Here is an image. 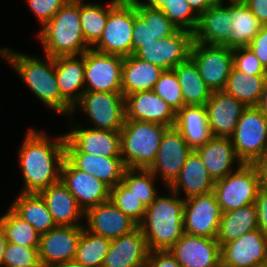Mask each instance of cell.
<instances>
[{
  "mask_svg": "<svg viewBox=\"0 0 267 267\" xmlns=\"http://www.w3.org/2000/svg\"><path fill=\"white\" fill-rule=\"evenodd\" d=\"M47 135L33 127L27 130L18 151L24 180L21 193H39L60 180L65 158V134L52 139Z\"/></svg>",
  "mask_w": 267,
  "mask_h": 267,
  "instance_id": "1",
  "label": "cell"
},
{
  "mask_svg": "<svg viewBox=\"0 0 267 267\" xmlns=\"http://www.w3.org/2000/svg\"><path fill=\"white\" fill-rule=\"evenodd\" d=\"M0 56L7 60L42 103L59 114L71 115L72 107L62 98L59 90L54 57L45 55V60H42L8 47L0 48Z\"/></svg>",
  "mask_w": 267,
  "mask_h": 267,
  "instance_id": "2",
  "label": "cell"
},
{
  "mask_svg": "<svg viewBox=\"0 0 267 267\" xmlns=\"http://www.w3.org/2000/svg\"><path fill=\"white\" fill-rule=\"evenodd\" d=\"M170 191L146 208L144 218L138 227L143 232L149 251L169 250L182 236L184 197Z\"/></svg>",
  "mask_w": 267,
  "mask_h": 267,
  "instance_id": "3",
  "label": "cell"
},
{
  "mask_svg": "<svg viewBox=\"0 0 267 267\" xmlns=\"http://www.w3.org/2000/svg\"><path fill=\"white\" fill-rule=\"evenodd\" d=\"M44 55L80 56L86 44L80 21V0H69L37 33Z\"/></svg>",
  "mask_w": 267,
  "mask_h": 267,
  "instance_id": "4",
  "label": "cell"
},
{
  "mask_svg": "<svg viewBox=\"0 0 267 267\" xmlns=\"http://www.w3.org/2000/svg\"><path fill=\"white\" fill-rule=\"evenodd\" d=\"M167 128L156 123L125 120L120 129L121 158L125 168L149 169Z\"/></svg>",
  "mask_w": 267,
  "mask_h": 267,
  "instance_id": "5",
  "label": "cell"
},
{
  "mask_svg": "<svg viewBox=\"0 0 267 267\" xmlns=\"http://www.w3.org/2000/svg\"><path fill=\"white\" fill-rule=\"evenodd\" d=\"M230 138L242 163L253 164L267 153V118L257 106L247 107Z\"/></svg>",
  "mask_w": 267,
  "mask_h": 267,
  "instance_id": "6",
  "label": "cell"
},
{
  "mask_svg": "<svg viewBox=\"0 0 267 267\" xmlns=\"http://www.w3.org/2000/svg\"><path fill=\"white\" fill-rule=\"evenodd\" d=\"M259 190V176L255 166L244 163L215 181L213 189L222 212L254 204Z\"/></svg>",
  "mask_w": 267,
  "mask_h": 267,
  "instance_id": "7",
  "label": "cell"
},
{
  "mask_svg": "<svg viewBox=\"0 0 267 267\" xmlns=\"http://www.w3.org/2000/svg\"><path fill=\"white\" fill-rule=\"evenodd\" d=\"M86 114L94 129L120 131L126 120L122 93L84 92L72 108L70 119L78 108Z\"/></svg>",
  "mask_w": 267,
  "mask_h": 267,
  "instance_id": "8",
  "label": "cell"
},
{
  "mask_svg": "<svg viewBox=\"0 0 267 267\" xmlns=\"http://www.w3.org/2000/svg\"><path fill=\"white\" fill-rule=\"evenodd\" d=\"M124 57L98 52H84L85 92L122 93V64Z\"/></svg>",
  "mask_w": 267,
  "mask_h": 267,
  "instance_id": "9",
  "label": "cell"
},
{
  "mask_svg": "<svg viewBox=\"0 0 267 267\" xmlns=\"http://www.w3.org/2000/svg\"><path fill=\"white\" fill-rule=\"evenodd\" d=\"M190 58L197 65L200 76L212 92L224 91L233 68L232 49L193 42Z\"/></svg>",
  "mask_w": 267,
  "mask_h": 267,
  "instance_id": "10",
  "label": "cell"
},
{
  "mask_svg": "<svg viewBox=\"0 0 267 267\" xmlns=\"http://www.w3.org/2000/svg\"><path fill=\"white\" fill-rule=\"evenodd\" d=\"M193 33L178 29L173 35L158 39L155 43L143 44L133 55L164 71L173 70L190 57Z\"/></svg>",
  "mask_w": 267,
  "mask_h": 267,
  "instance_id": "11",
  "label": "cell"
},
{
  "mask_svg": "<svg viewBox=\"0 0 267 267\" xmlns=\"http://www.w3.org/2000/svg\"><path fill=\"white\" fill-rule=\"evenodd\" d=\"M222 213L214 191L186 198L183 231L189 235L216 238Z\"/></svg>",
  "mask_w": 267,
  "mask_h": 267,
  "instance_id": "12",
  "label": "cell"
},
{
  "mask_svg": "<svg viewBox=\"0 0 267 267\" xmlns=\"http://www.w3.org/2000/svg\"><path fill=\"white\" fill-rule=\"evenodd\" d=\"M134 6L115 5L108 14L100 40L92 49L106 54L132 55Z\"/></svg>",
  "mask_w": 267,
  "mask_h": 267,
  "instance_id": "13",
  "label": "cell"
},
{
  "mask_svg": "<svg viewBox=\"0 0 267 267\" xmlns=\"http://www.w3.org/2000/svg\"><path fill=\"white\" fill-rule=\"evenodd\" d=\"M71 127L65 133V153H88L104 157H121L120 131Z\"/></svg>",
  "mask_w": 267,
  "mask_h": 267,
  "instance_id": "14",
  "label": "cell"
},
{
  "mask_svg": "<svg viewBox=\"0 0 267 267\" xmlns=\"http://www.w3.org/2000/svg\"><path fill=\"white\" fill-rule=\"evenodd\" d=\"M192 149L182 134L173 126L168 127L160 141L157 156L149 170L160 176L166 188L175 180Z\"/></svg>",
  "mask_w": 267,
  "mask_h": 267,
  "instance_id": "15",
  "label": "cell"
},
{
  "mask_svg": "<svg viewBox=\"0 0 267 267\" xmlns=\"http://www.w3.org/2000/svg\"><path fill=\"white\" fill-rule=\"evenodd\" d=\"M60 180L84 213L109 200L110 188L105 183L87 172L74 168L65 158L61 165Z\"/></svg>",
  "mask_w": 267,
  "mask_h": 267,
  "instance_id": "16",
  "label": "cell"
},
{
  "mask_svg": "<svg viewBox=\"0 0 267 267\" xmlns=\"http://www.w3.org/2000/svg\"><path fill=\"white\" fill-rule=\"evenodd\" d=\"M221 264L226 267H263L267 265V238L259 230L243 234L221 246Z\"/></svg>",
  "mask_w": 267,
  "mask_h": 267,
  "instance_id": "17",
  "label": "cell"
},
{
  "mask_svg": "<svg viewBox=\"0 0 267 267\" xmlns=\"http://www.w3.org/2000/svg\"><path fill=\"white\" fill-rule=\"evenodd\" d=\"M181 267H219L221 246L216 238L183 233L169 249Z\"/></svg>",
  "mask_w": 267,
  "mask_h": 267,
  "instance_id": "18",
  "label": "cell"
},
{
  "mask_svg": "<svg viewBox=\"0 0 267 267\" xmlns=\"http://www.w3.org/2000/svg\"><path fill=\"white\" fill-rule=\"evenodd\" d=\"M82 234V226H55L40 235L39 258L43 267L72 261Z\"/></svg>",
  "mask_w": 267,
  "mask_h": 267,
  "instance_id": "19",
  "label": "cell"
},
{
  "mask_svg": "<svg viewBox=\"0 0 267 267\" xmlns=\"http://www.w3.org/2000/svg\"><path fill=\"white\" fill-rule=\"evenodd\" d=\"M178 29L161 9L143 3L134 6L132 54L143 44L155 43L158 39L173 35Z\"/></svg>",
  "mask_w": 267,
  "mask_h": 267,
  "instance_id": "20",
  "label": "cell"
},
{
  "mask_svg": "<svg viewBox=\"0 0 267 267\" xmlns=\"http://www.w3.org/2000/svg\"><path fill=\"white\" fill-rule=\"evenodd\" d=\"M208 125L212 136L231 137L237 122L247 106L227 94L225 91H215L204 105Z\"/></svg>",
  "mask_w": 267,
  "mask_h": 267,
  "instance_id": "21",
  "label": "cell"
},
{
  "mask_svg": "<svg viewBox=\"0 0 267 267\" xmlns=\"http://www.w3.org/2000/svg\"><path fill=\"white\" fill-rule=\"evenodd\" d=\"M84 227L102 237L114 240L135 230L138 225L110 200L88 209Z\"/></svg>",
  "mask_w": 267,
  "mask_h": 267,
  "instance_id": "22",
  "label": "cell"
},
{
  "mask_svg": "<svg viewBox=\"0 0 267 267\" xmlns=\"http://www.w3.org/2000/svg\"><path fill=\"white\" fill-rule=\"evenodd\" d=\"M126 120L145 121L173 127L176 113L152 90L135 92L125 97Z\"/></svg>",
  "mask_w": 267,
  "mask_h": 267,
  "instance_id": "23",
  "label": "cell"
},
{
  "mask_svg": "<svg viewBox=\"0 0 267 267\" xmlns=\"http://www.w3.org/2000/svg\"><path fill=\"white\" fill-rule=\"evenodd\" d=\"M149 249L143 232H132L111 240L102 267H145Z\"/></svg>",
  "mask_w": 267,
  "mask_h": 267,
  "instance_id": "24",
  "label": "cell"
},
{
  "mask_svg": "<svg viewBox=\"0 0 267 267\" xmlns=\"http://www.w3.org/2000/svg\"><path fill=\"white\" fill-rule=\"evenodd\" d=\"M230 26L229 3L216 1L199 15L193 42L223 46L230 38Z\"/></svg>",
  "mask_w": 267,
  "mask_h": 267,
  "instance_id": "25",
  "label": "cell"
},
{
  "mask_svg": "<svg viewBox=\"0 0 267 267\" xmlns=\"http://www.w3.org/2000/svg\"><path fill=\"white\" fill-rule=\"evenodd\" d=\"M207 168L210 177L220 180L235 171L234 163H243L237 157L230 137L212 136L203 146L196 149Z\"/></svg>",
  "mask_w": 267,
  "mask_h": 267,
  "instance_id": "26",
  "label": "cell"
},
{
  "mask_svg": "<svg viewBox=\"0 0 267 267\" xmlns=\"http://www.w3.org/2000/svg\"><path fill=\"white\" fill-rule=\"evenodd\" d=\"M214 183L202 158L196 150H192L180 173L167 189L172 190L178 195L183 191L185 193L184 199H186L213 191Z\"/></svg>",
  "mask_w": 267,
  "mask_h": 267,
  "instance_id": "27",
  "label": "cell"
},
{
  "mask_svg": "<svg viewBox=\"0 0 267 267\" xmlns=\"http://www.w3.org/2000/svg\"><path fill=\"white\" fill-rule=\"evenodd\" d=\"M39 194L44 199L56 226L84 225L83 222H79L80 218H84V211L61 180L41 190Z\"/></svg>",
  "mask_w": 267,
  "mask_h": 267,
  "instance_id": "28",
  "label": "cell"
},
{
  "mask_svg": "<svg viewBox=\"0 0 267 267\" xmlns=\"http://www.w3.org/2000/svg\"><path fill=\"white\" fill-rule=\"evenodd\" d=\"M54 64L61 96L73 108L85 92L84 53L80 56L54 57Z\"/></svg>",
  "mask_w": 267,
  "mask_h": 267,
  "instance_id": "29",
  "label": "cell"
},
{
  "mask_svg": "<svg viewBox=\"0 0 267 267\" xmlns=\"http://www.w3.org/2000/svg\"><path fill=\"white\" fill-rule=\"evenodd\" d=\"M65 159L74 168L95 176L110 189L121 182L126 169L121 157H104L88 153H65Z\"/></svg>",
  "mask_w": 267,
  "mask_h": 267,
  "instance_id": "30",
  "label": "cell"
},
{
  "mask_svg": "<svg viewBox=\"0 0 267 267\" xmlns=\"http://www.w3.org/2000/svg\"><path fill=\"white\" fill-rule=\"evenodd\" d=\"M164 72L160 67L133 54L124 57L122 64V95L153 90L155 83Z\"/></svg>",
  "mask_w": 267,
  "mask_h": 267,
  "instance_id": "31",
  "label": "cell"
},
{
  "mask_svg": "<svg viewBox=\"0 0 267 267\" xmlns=\"http://www.w3.org/2000/svg\"><path fill=\"white\" fill-rule=\"evenodd\" d=\"M230 38L223 45L230 49L248 47L263 26L242 0H229Z\"/></svg>",
  "mask_w": 267,
  "mask_h": 267,
  "instance_id": "32",
  "label": "cell"
},
{
  "mask_svg": "<svg viewBox=\"0 0 267 267\" xmlns=\"http://www.w3.org/2000/svg\"><path fill=\"white\" fill-rule=\"evenodd\" d=\"M174 127L192 150L203 146L212 137L205 106H183L176 113Z\"/></svg>",
  "mask_w": 267,
  "mask_h": 267,
  "instance_id": "33",
  "label": "cell"
},
{
  "mask_svg": "<svg viewBox=\"0 0 267 267\" xmlns=\"http://www.w3.org/2000/svg\"><path fill=\"white\" fill-rule=\"evenodd\" d=\"M9 207L40 234L46 233L56 226L44 199L39 193L20 192Z\"/></svg>",
  "mask_w": 267,
  "mask_h": 267,
  "instance_id": "34",
  "label": "cell"
},
{
  "mask_svg": "<svg viewBox=\"0 0 267 267\" xmlns=\"http://www.w3.org/2000/svg\"><path fill=\"white\" fill-rule=\"evenodd\" d=\"M256 229H258L257 210L255 204H250L222 213L216 240L222 246Z\"/></svg>",
  "mask_w": 267,
  "mask_h": 267,
  "instance_id": "35",
  "label": "cell"
},
{
  "mask_svg": "<svg viewBox=\"0 0 267 267\" xmlns=\"http://www.w3.org/2000/svg\"><path fill=\"white\" fill-rule=\"evenodd\" d=\"M181 87L184 106H204L212 91L208 88L195 62L189 57L173 69Z\"/></svg>",
  "mask_w": 267,
  "mask_h": 267,
  "instance_id": "36",
  "label": "cell"
},
{
  "mask_svg": "<svg viewBox=\"0 0 267 267\" xmlns=\"http://www.w3.org/2000/svg\"><path fill=\"white\" fill-rule=\"evenodd\" d=\"M266 79L267 75H247L233 67L224 91L243 102L247 107L257 106Z\"/></svg>",
  "mask_w": 267,
  "mask_h": 267,
  "instance_id": "37",
  "label": "cell"
},
{
  "mask_svg": "<svg viewBox=\"0 0 267 267\" xmlns=\"http://www.w3.org/2000/svg\"><path fill=\"white\" fill-rule=\"evenodd\" d=\"M106 6V7H105ZM115 5L84 3L80 0V21L86 44L92 48L101 38L109 11Z\"/></svg>",
  "mask_w": 267,
  "mask_h": 267,
  "instance_id": "38",
  "label": "cell"
},
{
  "mask_svg": "<svg viewBox=\"0 0 267 267\" xmlns=\"http://www.w3.org/2000/svg\"><path fill=\"white\" fill-rule=\"evenodd\" d=\"M111 240L88 231L82 226L74 260L85 267H102Z\"/></svg>",
  "mask_w": 267,
  "mask_h": 267,
  "instance_id": "39",
  "label": "cell"
},
{
  "mask_svg": "<svg viewBox=\"0 0 267 267\" xmlns=\"http://www.w3.org/2000/svg\"><path fill=\"white\" fill-rule=\"evenodd\" d=\"M0 227L7 242L26 247H39L41 234L10 207L4 215L0 216Z\"/></svg>",
  "mask_w": 267,
  "mask_h": 267,
  "instance_id": "40",
  "label": "cell"
},
{
  "mask_svg": "<svg viewBox=\"0 0 267 267\" xmlns=\"http://www.w3.org/2000/svg\"><path fill=\"white\" fill-rule=\"evenodd\" d=\"M155 175L149 169L126 168L121 182L147 208L158 196Z\"/></svg>",
  "mask_w": 267,
  "mask_h": 267,
  "instance_id": "41",
  "label": "cell"
},
{
  "mask_svg": "<svg viewBox=\"0 0 267 267\" xmlns=\"http://www.w3.org/2000/svg\"><path fill=\"white\" fill-rule=\"evenodd\" d=\"M109 200L137 225L142 222L146 207L122 182L110 189Z\"/></svg>",
  "mask_w": 267,
  "mask_h": 267,
  "instance_id": "42",
  "label": "cell"
},
{
  "mask_svg": "<svg viewBox=\"0 0 267 267\" xmlns=\"http://www.w3.org/2000/svg\"><path fill=\"white\" fill-rule=\"evenodd\" d=\"M152 91L163 99L175 113L184 106L181 87L174 70L164 71Z\"/></svg>",
  "mask_w": 267,
  "mask_h": 267,
  "instance_id": "43",
  "label": "cell"
},
{
  "mask_svg": "<svg viewBox=\"0 0 267 267\" xmlns=\"http://www.w3.org/2000/svg\"><path fill=\"white\" fill-rule=\"evenodd\" d=\"M161 10L179 29L192 33L196 30L199 15L186 0H171Z\"/></svg>",
  "mask_w": 267,
  "mask_h": 267,
  "instance_id": "44",
  "label": "cell"
},
{
  "mask_svg": "<svg viewBox=\"0 0 267 267\" xmlns=\"http://www.w3.org/2000/svg\"><path fill=\"white\" fill-rule=\"evenodd\" d=\"M38 248L7 242L2 267H43Z\"/></svg>",
  "mask_w": 267,
  "mask_h": 267,
  "instance_id": "45",
  "label": "cell"
},
{
  "mask_svg": "<svg viewBox=\"0 0 267 267\" xmlns=\"http://www.w3.org/2000/svg\"><path fill=\"white\" fill-rule=\"evenodd\" d=\"M233 67L247 75H267L254 52L249 47L232 49Z\"/></svg>",
  "mask_w": 267,
  "mask_h": 267,
  "instance_id": "46",
  "label": "cell"
},
{
  "mask_svg": "<svg viewBox=\"0 0 267 267\" xmlns=\"http://www.w3.org/2000/svg\"><path fill=\"white\" fill-rule=\"evenodd\" d=\"M69 0H26L43 27Z\"/></svg>",
  "mask_w": 267,
  "mask_h": 267,
  "instance_id": "47",
  "label": "cell"
},
{
  "mask_svg": "<svg viewBox=\"0 0 267 267\" xmlns=\"http://www.w3.org/2000/svg\"><path fill=\"white\" fill-rule=\"evenodd\" d=\"M267 71V25H263L259 33L248 46Z\"/></svg>",
  "mask_w": 267,
  "mask_h": 267,
  "instance_id": "48",
  "label": "cell"
},
{
  "mask_svg": "<svg viewBox=\"0 0 267 267\" xmlns=\"http://www.w3.org/2000/svg\"><path fill=\"white\" fill-rule=\"evenodd\" d=\"M145 267H181L169 250L149 251Z\"/></svg>",
  "mask_w": 267,
  "mask_h": 267,
  "instance_id": "49",
  "label": "cell"
},
{
  "mask_svg": "<svg viewBox=\"0 0 267 267\" xmlns=\"http://www.w3.org/2000/svg\"><path fill=\"white\" fill-rule=\"evenodd\" d=\"M254 204L257 210L258 229L267 238V192L259 190Z\"/></svg>",
  "mask_w": 267,
  "mask_h": 267,
  "instance_id": "50",
  "label": "cell"
},
{
  "mask_svg": "<svg viewBox=\"0 0 267 267\" xmlns=\"http://www.w3.org/2000/svg\"><path fill=\"white\" fill-rule=\"evenodd\" d=\"M262 25H267V0H242Z\"/></svg>",
  "mask_w": 267,
  "mask_h": 267,
  "instance_id": "51",
  "label": "cell"
},
{
  "mask_svg": "<svg viewBox=\"0 0 267 267\" xmlns=\"http://www.w3.org/2000/svg\"><path fill=\"white\" fill-rule=\"evenodd\" d=\"M253 165L258 172L260 190L267 192V153Z\"/></svg>",
  "mask_w": 267,
  "mask_h": 267,
  "instance_id": "52",
  "label": "cell"
},
{
  "mask_svg": "<svg viewBox=\"0 0 267 267\" xmlns=\"http://www.w3.org/2000/svg\"><path fill=\"white\" fill-rule=\"evenodd\" d=\"M192 9L200 15L205 12L210 6H212L216 0H186Z\"/></svg>",
  "mask_w": 267,
  "mask_h": 267,
  "instance_id": "53",
  "label": "cell"
},
{
  "mask_svg": "<svg viewBox=\"0 0 267 267\" xmlns=\"http://www.w3.org/2000/svg\"><path fill=\"white\" fill-rule=\"evenodd\" d=\"M257 107L261 110L262 114L267 118V79L265 81L263 93Z\"/></svg>",
  "mask_w": 267,
  "mask_h": 267,
  "instance_id": "54",
  "label": "cell"
},
{
  "mask_svg": "<svg viewBox=\"0 0 267 267\" xmlns=\"http://www.w3.org/2000/svg\"><path fill=\"white\" fill-rule=\"evenodd\" d=\"M169 1L171 0H145L142 3L151 8L162 9Z\"/></svg>",
  "mask_w": 267,
  "mask_h": 267,
  "instance_id": "55",
  "label": "cell"
},
{
  "mask_svg": "<svg viewBox=\"0 0 267 267\" xmlns=\"http://www.w3.org/2000/svg\"><path fill=\"white\" fill-rule=\"evenodd\" d=\"M109 3L112 5L136 6L142 3V1L141 0H111Z\"/></svg>",
  "mask_w": 267,
  "mask_h": 267,
  "instance_id": "56",
  "label": "cell"
},
{
  "mask_svg": "<svg viewBox=\"0 0 267 267\" xmlns=\"http://www.w3.org/2000/svg\"><path fill=\"white\" fill-rule=\"evenodd\" d=\"M6 244H7V240L5 238L3 230L0 227V267H2Z\"/></svg>",
  "mask_w": 267,
  "mask_h": 267,
  "instance_id": "57",
  "label": "cell"
},
{
  "mask_svg": "<svg viewBox=\"0 0 267 267\" xmlns=\"http://www.w3.org/2000/svg\"><path fill=\"white\" fill-rule=\"evenodd\" d=\"M51 267H85V266L81 265L80 263L76 262L75 260H72V261H66L64 263H59V264L53 265Z\"/></svg>",
  "mask_w": 267,
  "mask_h": 267,
  "instance_id": "58",
  "label": "cell"
}]
</instances>
